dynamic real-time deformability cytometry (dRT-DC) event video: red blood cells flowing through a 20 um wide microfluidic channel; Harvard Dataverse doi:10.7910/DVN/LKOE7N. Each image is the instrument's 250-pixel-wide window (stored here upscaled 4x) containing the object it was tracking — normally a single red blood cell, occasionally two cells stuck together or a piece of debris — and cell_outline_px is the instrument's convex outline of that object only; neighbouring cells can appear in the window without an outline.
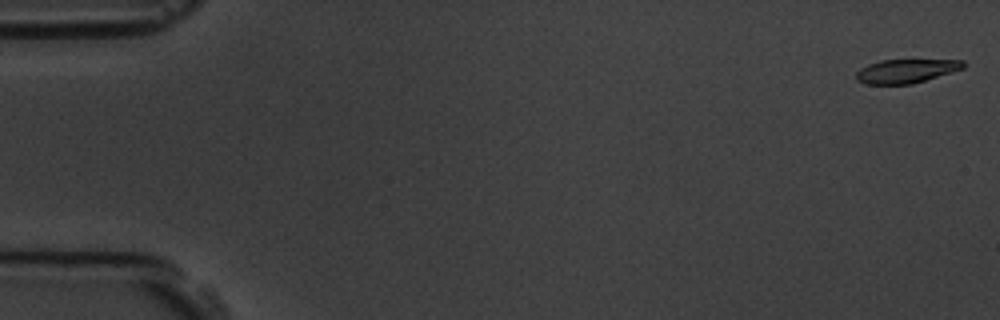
{"species": "common noctule bat (a hibernating species)", "species_latin": "Nyctalus noctula", "temperature_condition": "room temperature", "stored_images_in_passage": 6, "camera_frame_rate_fps": 3000, "um_per_image_px": 0.085, "animal": {"sex": "male", "body_mass_g": 19.5, "forearm_length_mm": 54.6}, "frame": {"image": 1, "passage_image": 1, "time_ms": 0.0, "image_size_px": [1000, 320], "cell_outline_px": [[964, 68], [912, 84], [868, 84], [856, 80], [856, 72], [860, 68], [868, 64], [880, 60], [964, 60]], "centroid_in_image_um": [76.98, 6.03], "position_along_channel_um": 8.0, "area_um2": 14.74}}
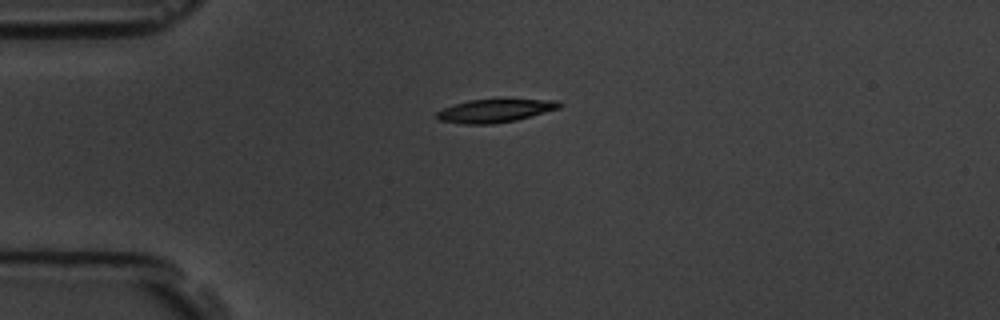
{"frame": {"image": 2, "passage_image": 5, "time_ms": 4.333, "image_size_px": [1000, 320], "cell_outline_px": [[564, 104], [560, 108], [516, 120], [492, 124], [464, 124], [440, 120], [436, 116], [436, 112], [444, 108], [468, 100], [556, 100]], "centroid_in_image_um": [42.08, 9.42], "position_along_channel_um": 42.9, "area_um2": 16.24}}